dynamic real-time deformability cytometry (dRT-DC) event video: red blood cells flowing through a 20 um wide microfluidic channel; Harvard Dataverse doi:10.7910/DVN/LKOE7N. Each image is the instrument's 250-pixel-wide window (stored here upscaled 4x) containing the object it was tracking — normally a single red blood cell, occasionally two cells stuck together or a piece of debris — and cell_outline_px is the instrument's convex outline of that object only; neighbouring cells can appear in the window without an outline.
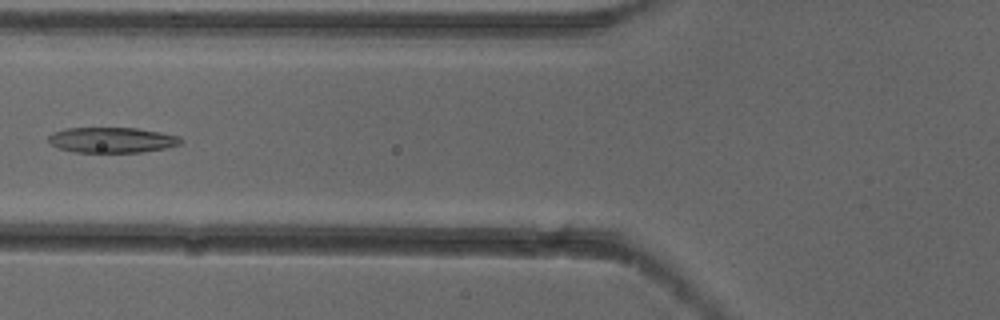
{"species": "common noctule bat (a hibernating species)", "species_latin": "Nyctalus noctula", "temperature_condition": "cold", "stored_images_in_passage": 6, "camera_frame_rate_fps": 3000, "um_per_image_px": 0.085, "animal": {"sex": "female"}, "frame": {"image": 1, "passage_image": 6, "time_ms": 1.667, "image_size_px": [1000, 320], "cell_outline_px": [[184, 140], [180, 144], [164, 148], [140, 152], [76, 152], [56, 148], [48, 144], [48, 136], [52, 132], [64, 128], [136, 128], [160, 132], [180, 136]], "centroid_in_image_um": [9.46, 11.89], "position_along_channel_um": 116.3, "area_um2": 19.77}}